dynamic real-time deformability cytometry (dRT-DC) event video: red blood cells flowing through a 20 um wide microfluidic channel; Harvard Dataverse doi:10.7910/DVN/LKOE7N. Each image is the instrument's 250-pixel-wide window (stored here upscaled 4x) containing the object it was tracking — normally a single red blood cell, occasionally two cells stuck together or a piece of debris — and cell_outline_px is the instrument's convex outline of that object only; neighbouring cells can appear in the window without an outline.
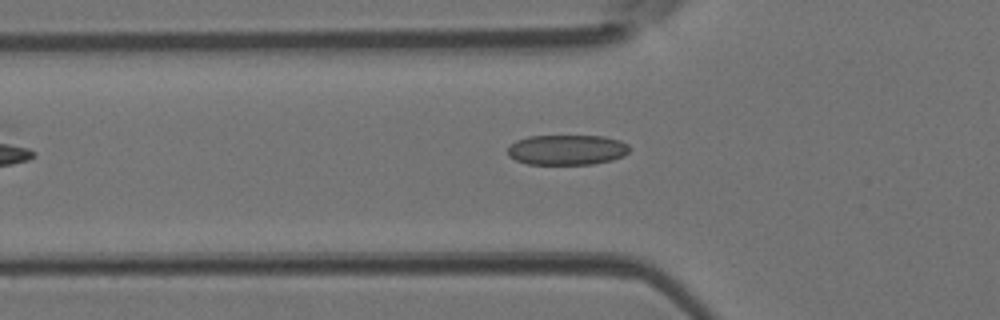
{"species": "Egyptian fruit bat (a non-hibernating species)", "species_latin": "Rousettus aegyptiacus", "temperature_condition": "room temperature", "stored_images_in_passage": 27, "camera_frame_rate_fps": 3000, "um_per_image_px": 0.085, "animal": {"sex": "female"}, "frame": {"image": 1, "passage_image": 2, "time_ms": 0.333, "image_size_px": [1000, 320], "cell_outline_px": [[628, 152], [624, 156], [612, 160], [592, 164], [528, 164], [516, 160], [508, 156], [508, 148], [516, 140], [528, 136], [604, 136], [620, 140], [628, 144]], "centroid_in_image_um": [48.19, 12.73], "position_along_channel_um": 77.6, "area_um2": 21.44}}
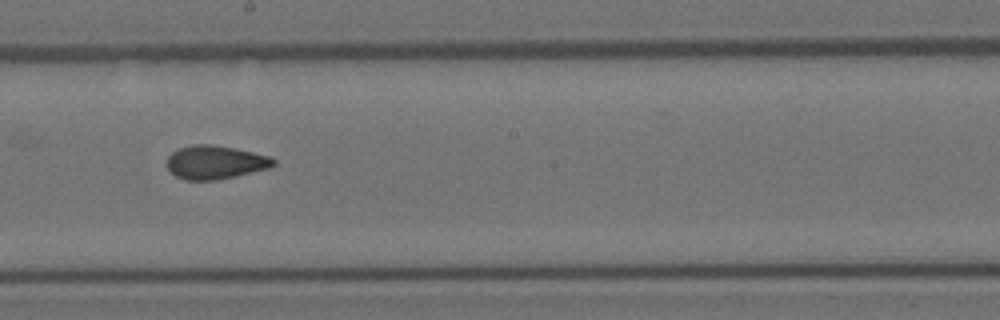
{"frame": {"image": 2, "passage_image": 12, "time_ms": 3.667, "image_size_px": [1000, 320], "cell_outline_px": [[276, 164], [268, 168], [236, 176], [216, 180], [184, 180], [176, 176], [168, 168], [168, 156], [172, 152], [180, 148], [192, 144], [208, 144], [232, 148], [272, 156], [276, 160]], "centroid_in_image_um": [18.31, 13.8], "position_along_channel_um": 229.9, "area_um2": 20.69}}
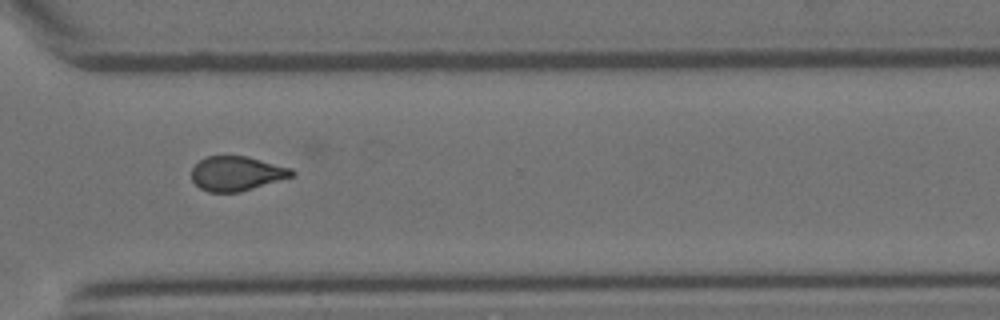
{"frame": {"image": 3, "passage_image": 20, "time_ms": 6.333, "image_size_px": [1000, 320], "cell_outline_px": [[296, 172], [292, 176], [240, 192], [208, 192], [200, 188], [192, 180], [192, 168], [200, 160], [208, 156], [248, 156], [292, 168]], "centroid_in_image_um": [20.11, 14.74], "position_along_channel_um": 350.5, "area_um2": 20.06}}